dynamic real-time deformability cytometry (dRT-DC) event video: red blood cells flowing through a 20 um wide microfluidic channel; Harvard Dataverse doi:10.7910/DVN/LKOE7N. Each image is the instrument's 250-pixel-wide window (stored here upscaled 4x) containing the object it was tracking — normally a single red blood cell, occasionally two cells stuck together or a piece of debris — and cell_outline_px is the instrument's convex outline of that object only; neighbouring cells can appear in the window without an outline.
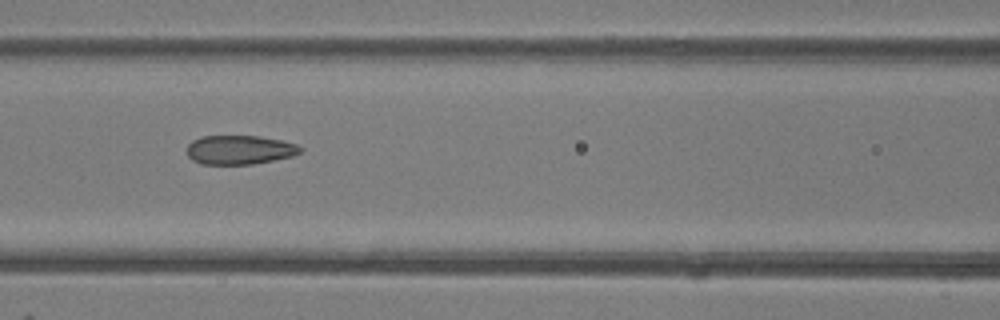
{"species": "common noctule bat (a hibernating species)", "species_latin": "Nyctalus noctula", "temperature_condition": "room temperature", "stored_images_in_passage": 8, "camera_frame_rate_fps": 3000, "um_per_image_px": 0.085, "animal": {"sex": "female"}, "frame": {"image": 1, "passage_image": 7, "time_ms": 7.0, "image_size_px": [1000, 320], "cell_outline_px": [[304, 148], [300, 152], [292, 156], [252, 164], [200, 164], [192, 160], [188, 156], [188, 144], [192, 140], [200, 136], [260, 136], [284, 140], [296, 144]], "centroid_in_image_um": [20.37, 12.72], "position_along_channel_um": 146.2, "area_um2": 19.31}}
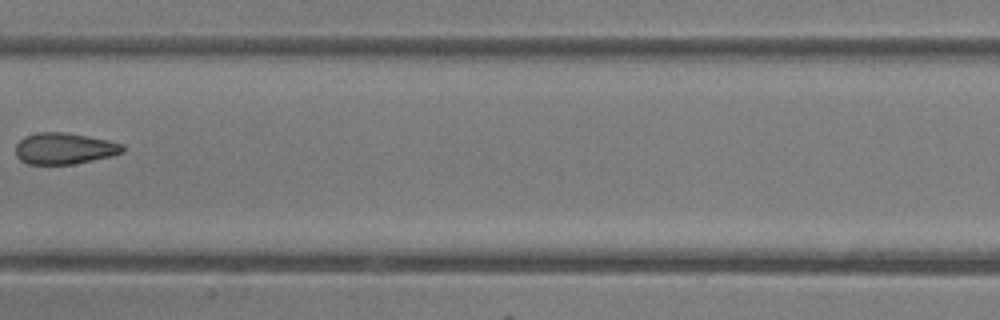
{"frame": {"image": 2, "passage_image": 8, "time_ms": 8.333, "image_size_px": [1000, 320], "cell_outline_px": [[124, 152], [92, 160], [72, 164], [28, 164], [20, 160], [16, 156], [16, 144], [24, 136], [40, 132], [64, 132], [88, 136], [108, 140], [124, 144]], "centroid_in_image_um": [5.45, 12.61], "position_along_channel_um": 202.0, "area_um2": 19.48}}